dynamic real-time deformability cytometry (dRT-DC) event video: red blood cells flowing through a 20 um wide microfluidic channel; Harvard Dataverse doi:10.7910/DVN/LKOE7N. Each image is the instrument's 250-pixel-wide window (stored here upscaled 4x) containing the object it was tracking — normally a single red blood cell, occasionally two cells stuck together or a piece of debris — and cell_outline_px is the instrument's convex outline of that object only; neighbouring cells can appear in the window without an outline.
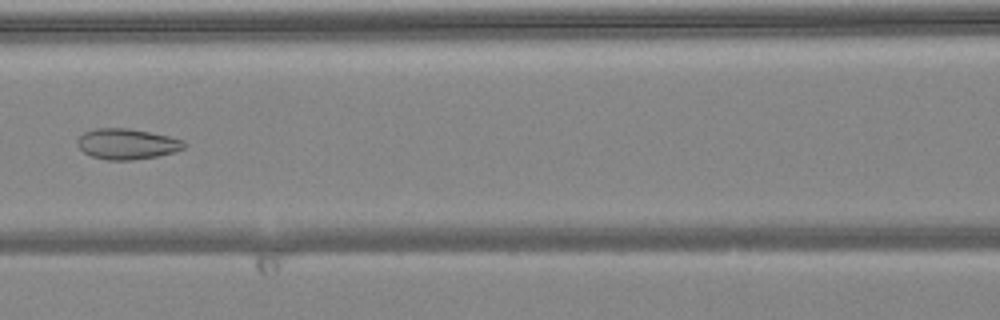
{"species": "common noctule bat (a hibernating species)", "species_latin": "Nyctalus noctula", "temperature_condition": "warm", "stored_images_in_passage": 7, "camera_frame_rate_fps": 3000, "um_per_image_px": 0.085, "animal": {"sex": "female", "body_mass_g": 24.6, "forearm_length_mm": 56.2}, "frame": {"image": 1, "passage_image": 7, "time_ms": 2.0, "image_size_px": [1000, 320], "cell_outline_px": [[188, 144], [184, 148], [172, 152], [156, 156], [132, 160], [108, 160], [92, 156], [84, 152], [76, 144], [76, 140], [84, 132], [96, 128], [128, 128], [168, 136], [184, 140]], "centroid_in_image_um": [10.78, 12.23], "position_along_channel_um": 155.8, "area_um2": 18.96}}